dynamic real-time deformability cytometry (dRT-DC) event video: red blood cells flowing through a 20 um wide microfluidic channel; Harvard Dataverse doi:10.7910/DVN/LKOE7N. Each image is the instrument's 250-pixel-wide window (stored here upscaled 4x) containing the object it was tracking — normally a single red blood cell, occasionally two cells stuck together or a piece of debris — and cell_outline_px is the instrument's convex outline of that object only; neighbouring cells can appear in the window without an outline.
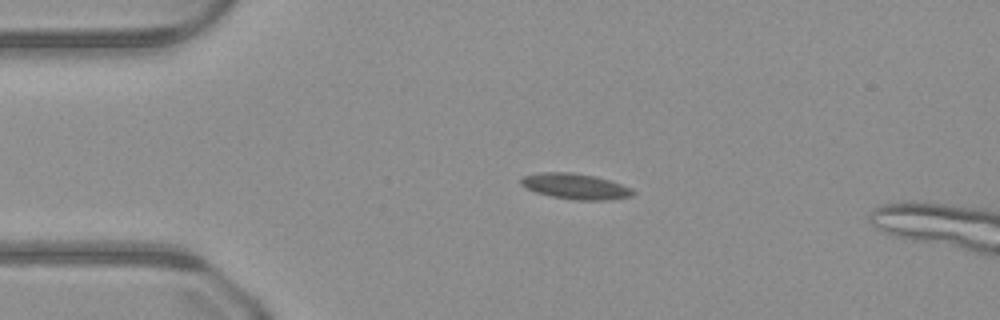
{"species": "common noctule bat (a hibernating species)", "species_latin": "Nyctalus noctula", "temperature_condition": "warm", "stored_images_in_passage": 14, "camera_frame_rate_fps": 3000, "um_per_image_px": 0.085, "animal": {"sex": "male", "body_mass_g": 23.1, "forearm_length_mm": 52.7}, "frame": {"image": 1, "passage_image": 10, "time_ms": 3.0, "image_size_px": [1000, 320], "cell_outline_px": [[636, 192], [632, 196], [612, 200], [572, 200], [552, 196], [536, 192], [520, 184], [520, 180], [524, 176], [540, 172], [572, 172], [596, 176], [632, 188]], "centroid_in_image_um": [48.94, 15.84], "position_along_channel_um": 36.1, "area_um2": 16.76}}